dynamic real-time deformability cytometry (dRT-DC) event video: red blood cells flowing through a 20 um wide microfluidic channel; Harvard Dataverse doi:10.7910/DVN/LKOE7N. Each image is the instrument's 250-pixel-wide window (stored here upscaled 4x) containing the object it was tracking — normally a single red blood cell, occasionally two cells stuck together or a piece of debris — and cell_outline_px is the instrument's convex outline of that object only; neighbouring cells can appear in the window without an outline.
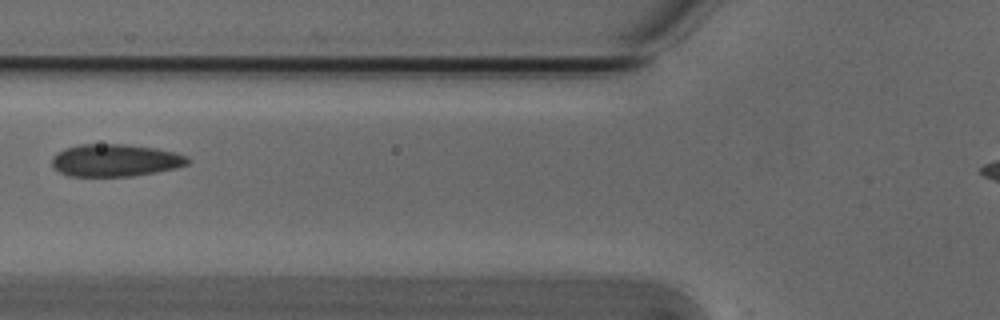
{"species": "Egyptian fruit bat (a non-hibernating species)", "species_latin": "Rousettus aegyptiacus", "temperature_condition": "cold", "stored_images_in_passage": 3, "camera_frame_rate_fps": 3000, "um_per_image_px": 0.085, "animal": {"sex": "male"}, "frame": {"image": 1, "passage_image": 2, "time_ms": 0.333, "image_size_px": [1000, 320], "cell_outline_px": [[192, 160], [188, 164], [176, 168], [156, 172], [132, 176], [68, 176], [60, 172], [52, 164], [52, 156], [56, 152], [64, 148], [76, 144], [128, 144], [156, 148], [176, 152], [188, 156]], "centroid_in_image_um": [9.82, 13.61], "position_along_channel_um": 116.0, "area_um2": 25.95}}